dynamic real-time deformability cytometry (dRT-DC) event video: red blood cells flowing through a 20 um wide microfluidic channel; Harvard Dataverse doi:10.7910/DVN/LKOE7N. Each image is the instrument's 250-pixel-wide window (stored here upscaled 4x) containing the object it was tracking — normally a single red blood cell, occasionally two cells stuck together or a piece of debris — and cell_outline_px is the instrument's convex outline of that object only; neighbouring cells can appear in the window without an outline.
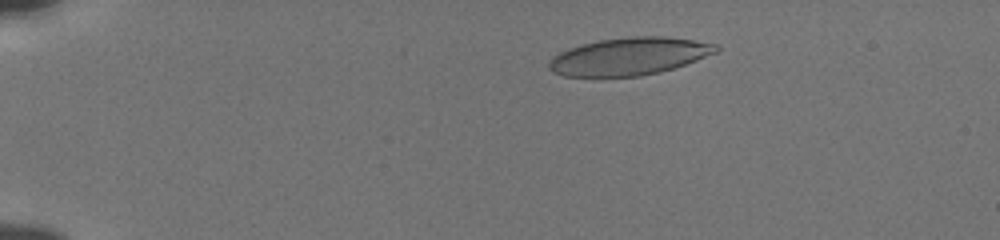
{"species": "human", "species_latin": "Homo sapiens", "temperature_condition": "cold", "stored_images_in_passage": 54, "camera_frame_rate_fps": 3000, "um_per_image_px": 0.085, "donor": {"sex": "male"}, "frame": {"image": 1, "passage_image": 10, "time_ms": 3.0, "image_size_px": [1000, 240], "cell_outline_px": [[720, 48], [716, 52], [696, 60], [660, 72], [640, 76], [564, 76], [552, 72], [548, 68], [548, 64], [560, 52], [568, 48], [580, 44], [596, 40], [628, 36], [664, 36], [720, 44]], "centroid_in_image_um": [53.48, 4.77], "position_along_channel_um": 31.5, "area_um2": 36.47}}
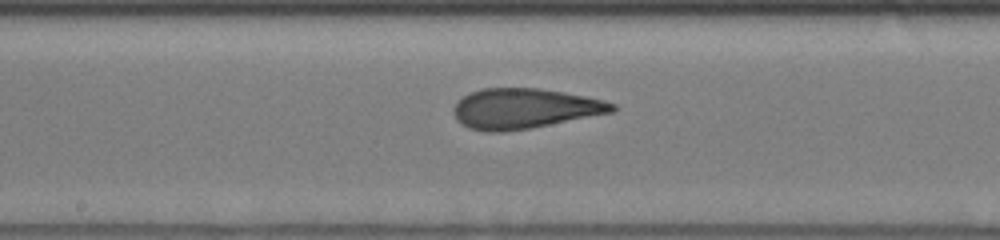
{"frame": {"image": 2, "passage_image": 30, "time_ms": 9.667, "image_size_px": [1000, 240], "cell_outline_px": [[616, 108], [612, 112], [532, 128], [504, 132], [488, 132], [468, 128], [456, 120], [452, 112], [452, 108], [456, 100], [480, 88], [540, 88], [564, 92], [604, 100], [616, 104]], "centroid_in_image_um": [44.52, 9.23], "position_along_channel_um": 203.7, "area_um2": 37.34}}
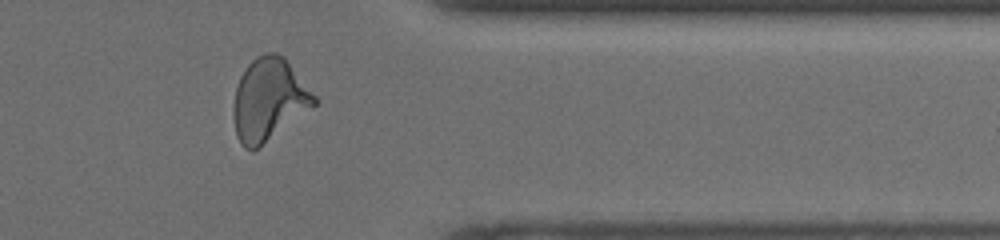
{"frame": {"image": 3, "passage_image": 45, "time_ms": 14.667, "image_size_px": [1000, 240], "cell_outline_px": [[316, 104], [252, 152], [244, 148], [240, 144], [236, 136], [232, 116], [232, 112], [236, 88], [240, 76], [248, 64], [256, 56], [264, 52], [276, 52], [284, 56], [316, 96]], "centroid_in_image_um": [22.81, 8.45], "position_along_channel_um": 388.6, "area_um2": 38.67}, "authors_computed_cell_mechanics": {"area_um2": 37.1076, "velocity_mm_per_s": 3.8396, "shape_relaxation_time_tau1_ms": 7.3739, "shape_relaxation_time_tau2_ms": 1.3323, "deformation_change_tau1": 0.2238, "deformation_change_tau2": 0.0891}}